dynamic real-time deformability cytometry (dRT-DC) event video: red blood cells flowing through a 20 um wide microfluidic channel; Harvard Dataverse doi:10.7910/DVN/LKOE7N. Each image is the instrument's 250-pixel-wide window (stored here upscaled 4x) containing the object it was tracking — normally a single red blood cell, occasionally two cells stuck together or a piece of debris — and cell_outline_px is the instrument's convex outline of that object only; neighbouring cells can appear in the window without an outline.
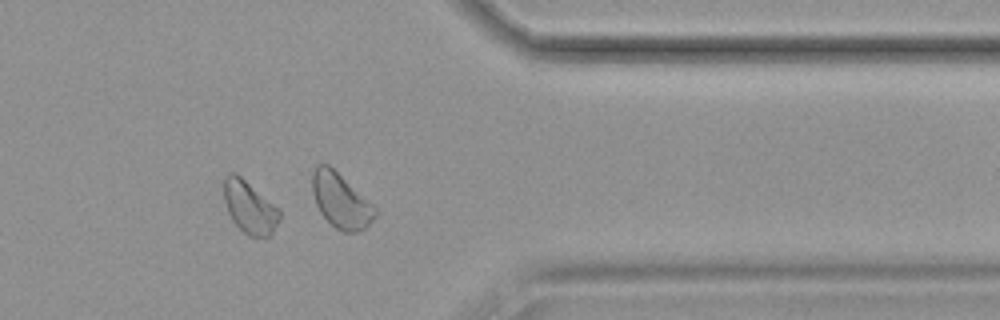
{"species": "common noctule bat (a hibernating species)", "species_latin": "Nyctalus noctula", "temperature_condition": "cold", "stored_images_in_passage": 49, "segment_of_instrument_passage": [2, 2], "camera_frame_rate_fps": 3000, "um_per_image_px": 0.085, "animal": {"sex": "female", "body_mass_g": 19.9}, "frame": {"image": 1, "passage_image": 40, "time_ms": 13.0, "image_size_px": [1000, 320], "cell_outline_px": [[280, 220], [272, 232], [268, 236], [248, 236], [232, 220], [228, 212], [224, 200], [224, 176], [228, 172], [236, 172], [280, 208]], "centroid_in_image_um": [21.22, 17.58], "position_along_channel_um": 390.2, "area_um2": 17.11}}